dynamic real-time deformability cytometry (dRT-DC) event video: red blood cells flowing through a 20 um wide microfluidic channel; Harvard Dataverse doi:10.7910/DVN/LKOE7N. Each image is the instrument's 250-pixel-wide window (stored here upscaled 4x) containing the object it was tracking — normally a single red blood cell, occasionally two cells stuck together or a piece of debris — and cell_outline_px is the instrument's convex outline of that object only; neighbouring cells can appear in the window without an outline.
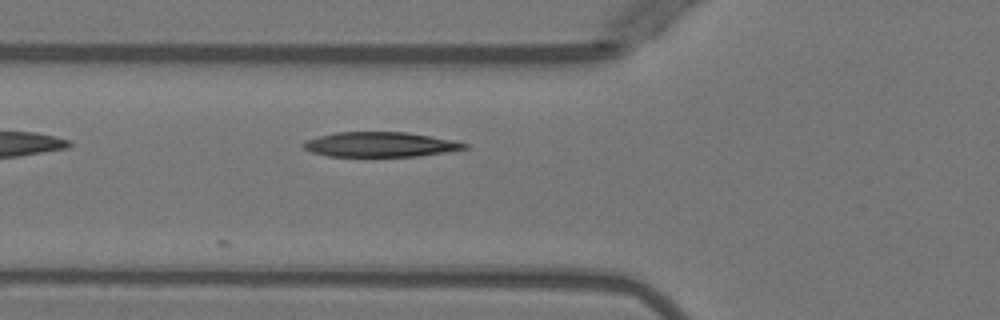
{"species": "Egyptian fruit bat (a non-hibernating species)", "species_latin": "Rousettus aegyptiacus", "temperature_condition": "warm", "stored_images_in_passage": 2, "camera_frame_rate_fps": 3000, "um_per_image_px": 0.085, "animal": {"sex": "female"}, "frame": {"image": 1, "passage_image": 2, "time_ms": 1.333, "image_size_px": [1000, 320], "cell_outline_px": [[468, 148], [420, 156], [328, 156], [312, 152], [304, 148], [300, 144], [304, 140], [336, 132], [404, 132], [428, 136], [468, 144]], "centroid_in_image_um": [32.24, 12.28], "position_along_channel_um": 93.6, "area_um2": 23.0}}